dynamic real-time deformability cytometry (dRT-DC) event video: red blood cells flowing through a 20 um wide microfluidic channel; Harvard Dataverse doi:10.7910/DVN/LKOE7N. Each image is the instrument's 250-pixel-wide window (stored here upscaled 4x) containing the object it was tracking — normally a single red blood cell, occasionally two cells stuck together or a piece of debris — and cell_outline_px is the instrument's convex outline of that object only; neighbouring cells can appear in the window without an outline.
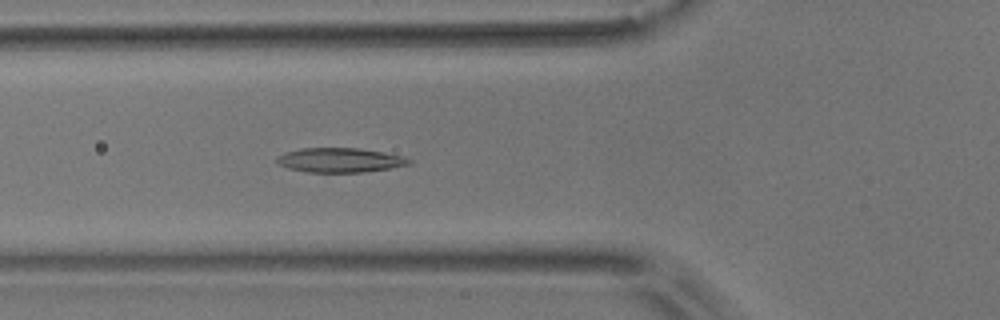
{"species": "common noctule bat (a hibernating species)", "species_latin": "Nyctalus noctula", "temperature_condition": "room temperature", "stored_images_in_passage": 5, "camera_frame_rate_fps": 3000, "um_per_image_px": 0.085, "animal": {"sex": "male", "body_mass_g": 17.9}, "frame": {"image": 1, "passage_image": 5, "time_ms": 4.667, "image_size_px": [1000, 320], "cell_outline_px": [[412, 164], [364, 172], [308, 172], [288, 168], [280, 164], [276, 160], [276, 156], [284, 152], [300, 148], [360, 148], [404, 156], [412, 160]], "centroid_in_image_um": [28.89, 13.6], "position_along_channel_um": 96.9, "area_um2": 18.84}}